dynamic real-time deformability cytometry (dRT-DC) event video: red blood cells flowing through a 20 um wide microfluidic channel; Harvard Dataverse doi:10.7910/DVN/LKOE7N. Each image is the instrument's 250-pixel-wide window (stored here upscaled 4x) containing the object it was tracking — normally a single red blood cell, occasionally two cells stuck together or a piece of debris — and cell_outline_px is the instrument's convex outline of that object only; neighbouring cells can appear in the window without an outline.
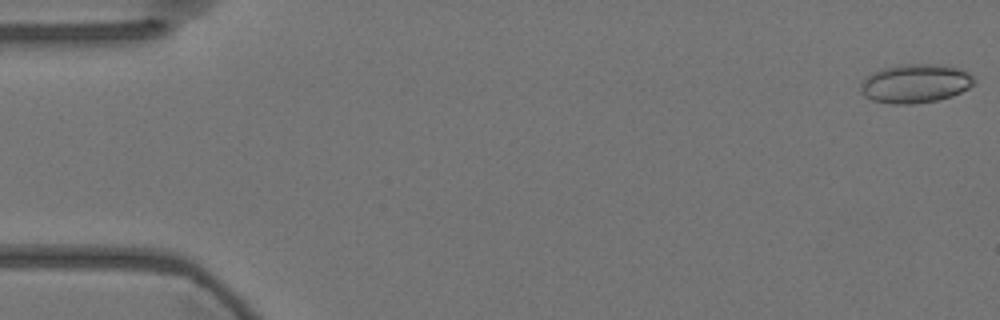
{"species": "Egyptian fruit bat (a non-hibernating species)", "species_latin": "Rousettus aegyptiacus", "temperature_condition": "warm", "stored_images_in_passage": 56, "camera_frame_rate_fps": 3000, "um_per_image_px": 0.085, "animal": {"sex": "female"}, "frame": {"image": 1, "passage_image": 1, "time_ms": 0.0, "image_size_px": [1000, 320], "cell_outline_px": [[976, 80], [968, 88], [952, 96], [936, 100], [912, 104], [892, 104], [872, 100], [864, 96], [860, 92], [860, 80], [864, 76], [880, 68], [900, 64], [936, 64], [960, 68], [968, 72]], "centroid_in_image_um": [77.74, 7.08], "position_along_channel_um": 7.3, "area_um2": 26.01}}
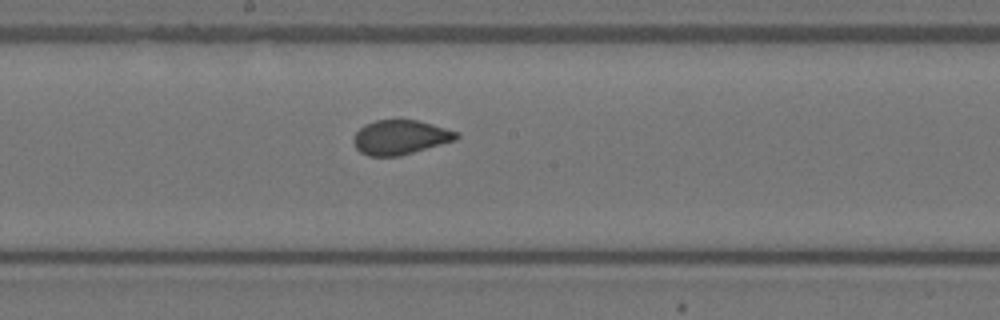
{"frame": {"image": 2, "passage_image": 30, "time_ms": 9.667, "image_size_px": [1000, 320], "cell_outline_px": [[460, 136], [456, 140], [400, 156], [368, 156], [360, 152], [356, 148], [352, 140], [356, 132], [364, 124], [376, 120], [416, 120], [432, 124], [456, 132]], "centroid_in_image_um": [33.99, 11.68], "position_along_channel_um": 214.2, "area_um2": 20.58}}
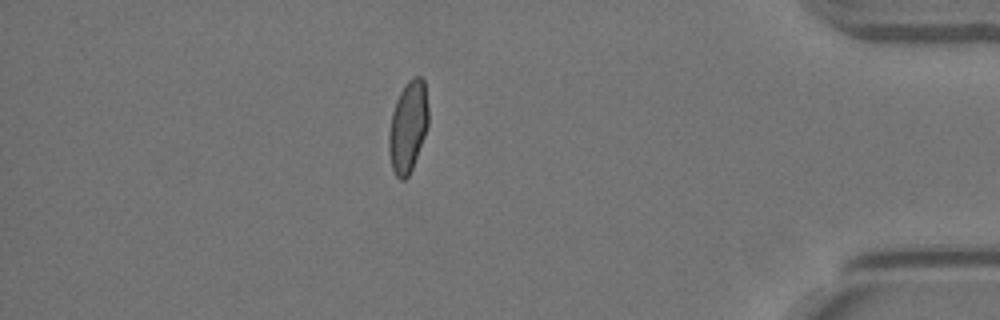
{"frame": {"image": 3, "passage_image": 49, "time_ms": 16.0, "image_size_px": [1000, 320], "cell_outline_px": [[428, 128], [412, 168], [408, 176], [404, 180], [400, 180], [396, 176], [392, 168], [388, 152], [388, 132], [392, 112], [396, 100], [400, 92], [408, 80], [412, 76], [420, 76], [424, 80], [428, 108]], "centroid_in_image_um": [34.67, 10.76], "position_along_channel_um": 400.5, "area_um2": 21.21}}